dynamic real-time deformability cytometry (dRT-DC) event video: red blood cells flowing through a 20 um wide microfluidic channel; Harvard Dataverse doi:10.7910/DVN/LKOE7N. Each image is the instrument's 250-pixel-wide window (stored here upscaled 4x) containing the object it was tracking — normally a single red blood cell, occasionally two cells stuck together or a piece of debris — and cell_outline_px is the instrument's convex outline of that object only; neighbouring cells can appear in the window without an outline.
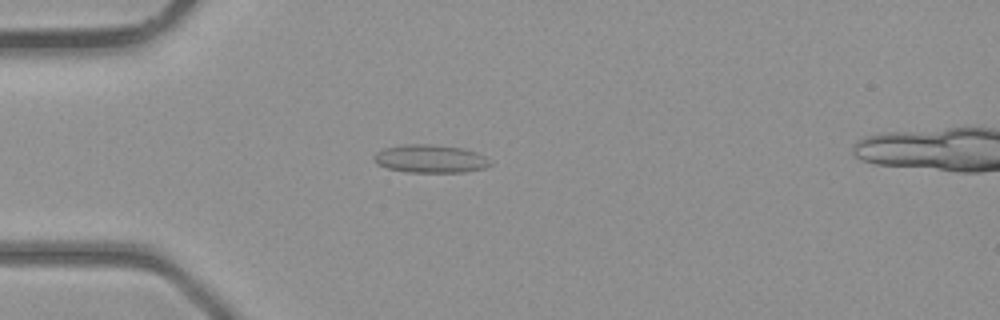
{"species": "common noctule bat (a hibernating species)", "species_latin": "Nyctalus noctula", "temperature_condition": "room temperature", "stored_images_in_passage": 41, "camera_frame_rate_fps": 3000, "um_per_image_px": 0.085, "animal": {"sex": "male", "body_mass_g": 23.1, "forearm_length_mm": 52.7}, "frame": {"image": 1, "passage_image": 11, "time_ms": 3.333, "image_size_px": [1000, 320], "cell_outline_px": [[492, 164], [484, 168], [464, 172], [408, 172], [388, 168], [376, 164], [372, 156], [376, 152], [384, 148], [404, 144], [432, 144], [464, 148], [476, 152], [492, 160]], "centroid_in_image_um": [36.58, 13.49], "position_along_channel_um": 48.4, "area_um2": 19.19}}
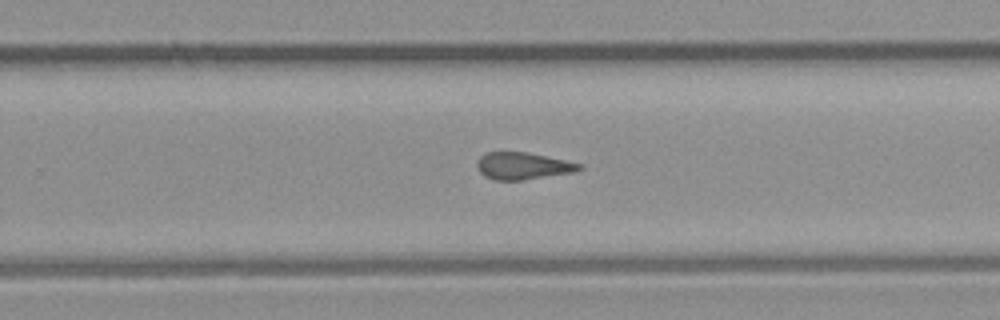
{"frame": {"image": 2, "passage_image": 26, "time_ms": 8.333, "image_size_px": [1000, 320], "cell_outline_px": [[584, 168], [572, 172], [524, 180], [496, 180], [484, 176], [476, 168], [476, 160], [480, 156], [488, 152], [528, 152], [584, 164]], "centroid_in_image_um": [44.43, 14.1], "position_along_channel_um": 285.4, "area_um2": 16.24}}
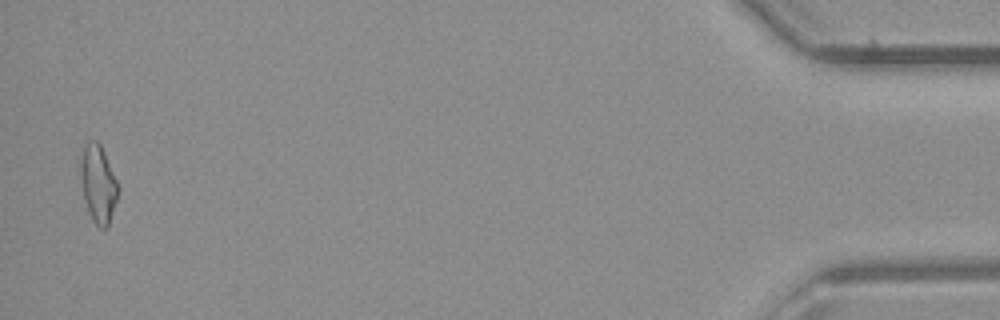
{"frame": {"image": 3, "passage_image": 40, "time_ms": 13.0, "image_size_px": [1000, 320], "cell_outline_px": [[120, 188], [108, 228], [100, 228], [96, 224], [84, 200], [80, 176], [80, 164], [84, 144], [88, 140], [96, 140], [100, 144], [104, 152]], "centroid_in_image_um": [8.35, 15.6], "position_along_channel_um": 426.9, "area_um2": 16.88}}